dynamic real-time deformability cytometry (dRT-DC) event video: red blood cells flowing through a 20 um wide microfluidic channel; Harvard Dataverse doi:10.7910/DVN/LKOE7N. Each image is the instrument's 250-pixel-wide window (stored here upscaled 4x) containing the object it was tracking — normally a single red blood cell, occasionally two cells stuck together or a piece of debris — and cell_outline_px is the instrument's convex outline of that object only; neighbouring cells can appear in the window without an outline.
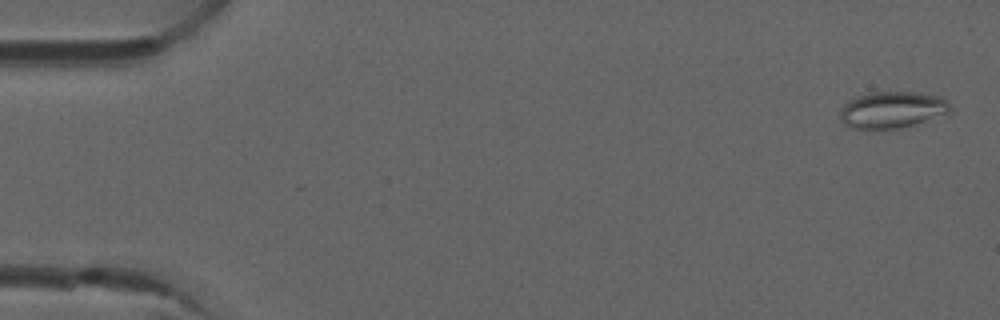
{"species": "common noctule bat (a hibernating species)", "species_latin": "Nyctalus noctula", "temperature_condition": "room temperature", "stored_images_in_passage": 4, "camera_frame_rate_fps": 3000, "um_per_image_px": 0.085, "animal": {"sex": "male", "forearm_length_mm": 52.5}, "frame": {"image": 1, "passage_image": 1, "time_ms": 0.0, "image_size_px": [1000, 320], "cell_outline_px": [[952, 108], [948, 112], [900, 128], [852, 128], [844, 124], [840, 120], [840, 108], [848, 100], [856, 96], [868, 92], [916, 92], [940, 96], [948, 100]], "centroid_in_image_um": [75.78, 9.3], "position_along_channel_um": 9.2, "area_um2": 23.29}}